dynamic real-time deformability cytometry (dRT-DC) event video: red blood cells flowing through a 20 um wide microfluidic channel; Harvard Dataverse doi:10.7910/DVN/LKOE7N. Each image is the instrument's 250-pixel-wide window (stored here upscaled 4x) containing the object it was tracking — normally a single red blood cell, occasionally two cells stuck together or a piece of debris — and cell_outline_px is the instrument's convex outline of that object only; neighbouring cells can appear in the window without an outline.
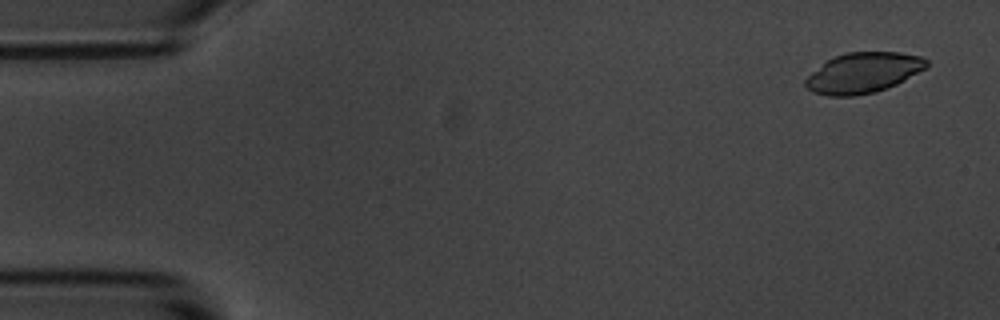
{"species": "common noctule bat (a hibernating species)", "species_latin": "Nyctalus noctula", "temperature_condition": "room temperature", "stored_images_in_passage": 42, "segment_of_instrument_passage": [1, 2], "camera_frame_rate_fps": 3000, "um_per_image_px": 0.085, "animal": {"sex": "male", "body_mass_g": 20.1, "forearm_length_mm": 53.5}, "frame": {"image": 1, "passage_image": 1, "time_ms": 0.0, "image_size_px": [1000, 320], "cell_outline_px": [[928, 68], [896, 84], [876, 92], [852, 96], [828, 96], [812, 92], [804, 84], [804, 80], [812, 72], [828, 60], [836, 56], [848, 52], [900, 52], [920, 56], [928, 60]], "centroid_in_image_um": [73.4, 6.19], "position_along_channel_um": 11.6, "area_um2": 28.44}}